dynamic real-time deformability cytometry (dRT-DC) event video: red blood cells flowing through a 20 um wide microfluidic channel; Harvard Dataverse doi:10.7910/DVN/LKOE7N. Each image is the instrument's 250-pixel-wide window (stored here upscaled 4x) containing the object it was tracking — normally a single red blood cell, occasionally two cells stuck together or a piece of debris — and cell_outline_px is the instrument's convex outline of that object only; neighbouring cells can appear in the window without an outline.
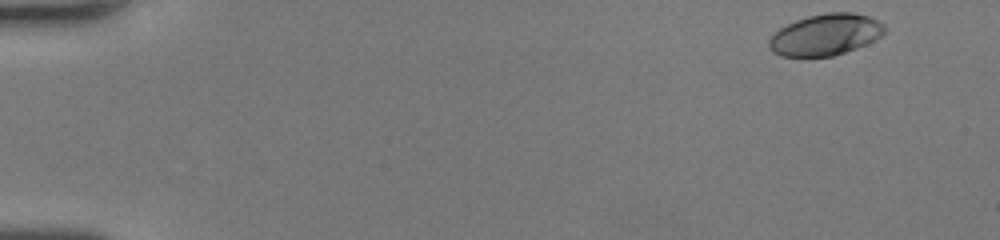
{"species": "human", "species_latin": "Homo sapiens", "temperature_condition": "room temperature", "stored_images_in_passage": 47, "camera_frame_rate_fps": 3000, "um_per_image_px": 0.085, "donor": {"sex": "female"}, "frame": {"image": 1, "passage_image": 1, "time_ms": 0.0, "image_size_px": [1000, 240], "cell_outline_px": [[884, 32], [880, 36], [856, 48], [832, 56], [780, 56], [772, 52], [768, 48], [768, 40], [780, 28], [796, 20], [808, 16], [828, 12], [852, 12], [868, 16], [880, 20], [884, 24]], "centroid_in_image_um": [70.15, 2.94], "position_along_channel_um": 14.9, "area_um2": 27.69}}
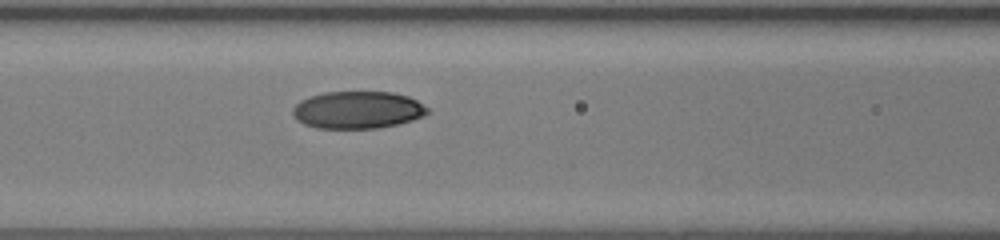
{"frame": {"image": 2, "passage_image": 20, "time_ms": 6.333, "image_size_px": [1000, 240], "cell_outline_px": [[428, 112], [424, 116], [412, 120], [396, 124], [376, 128], [316, 128], [304, 124], [296, 120], [292, 112], [292, 108], [300, 100], [308, 96], [324, 92], [392, 92], [408, 96], [416, 100], [428, 108]], "centroid_in_image_um": [30.36, 9.34], "position_along_channel_um": 136.2, "area_um2": 29.36}}
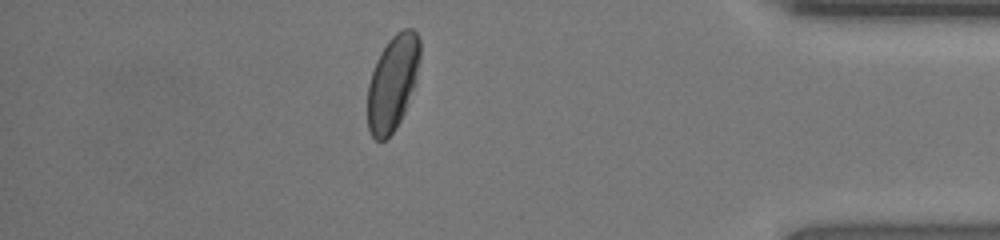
{"frame": {"image": 3, "passage_image": 41, "time_ms": 13.333, "image_size_px": [1000, 240], "cell_outline_px": [[420, 60], [416, 84], [404, 112], [396, 128], [384, 140], [376, 140], [372, 136], [368, 128], [368, 84], [376, 60], [380, 52], [388, 40], [396, 32], [404, 28], [412, 28], [416, 32], [420, 40]], "centroid_in_image_um": [33.39, 7.0], "position_along_channel_um": 401.8, "area_um2": 29.25}, "authors_computed_cell_mechanics": {"area_um2": 29.478, "velocity_mm_per_s": 4.2693, "shape_relaxation_time_tau1_ms": 4.5366, "shape_relaxation_time_tau2_ms": null, "deformation_change_tau1": 0.1777, "deformation_change_tau2": null}}